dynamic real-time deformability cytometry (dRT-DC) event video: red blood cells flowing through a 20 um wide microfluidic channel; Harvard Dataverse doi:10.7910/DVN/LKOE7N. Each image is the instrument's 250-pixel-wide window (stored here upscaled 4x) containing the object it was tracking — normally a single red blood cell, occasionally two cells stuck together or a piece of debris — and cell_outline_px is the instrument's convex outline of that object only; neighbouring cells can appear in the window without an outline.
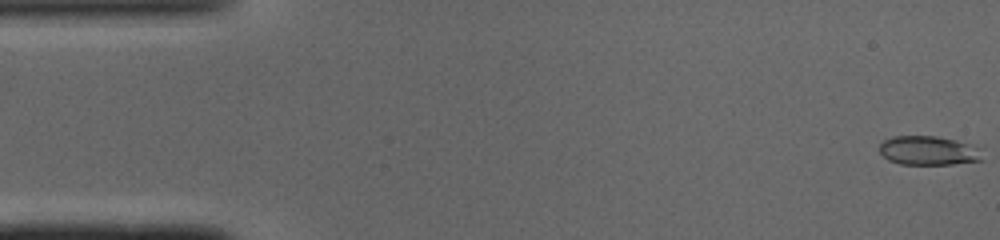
{"species": "common noctule bat (a hibernating species)", "species_latin": "Nyctalus noctula", "temperature_condition": "cold", "stored_images_in_passage": 49, "camera_frame_rate_fps": 3000, "um_per_image_px": 0.085, "animal": {"sex": "male", "body_mass_g": 19.0, "forearm_length_mm": 50.8}, "frame": {"image": 1, "passage_image": 1, "time_ms": 0.0, "image_size_px": [1000, 240], "cell_outline_px": [[984, 160], [952, 164], [900, 164], [888, 160], [880, 152], [880, 144], [884, 140], [892, 136], [936, 136], [956, 140], [984, 148]], "centroid_in_image_um": [79.0, 12.8], "position_along_channel_um": 6.0, "area_um2": 17.74}}
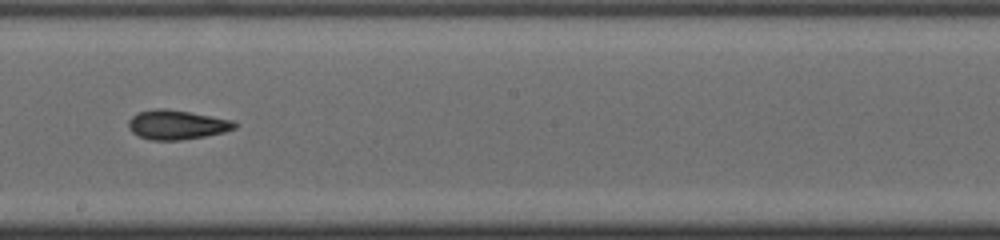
{"frame": {"image": 2, "passage_image": 27, "time_ms": 8.667, "image_size_px": [1000, 240], "cell_outline_px": [[236, 128], [224, 132], [204, 136], [180, 140], [152, 140], [140, 136], [132, 132], [128, 128], [128, 120], [132, 116], [140, 112], [156, 108], [164, 108], [188, 112], [232, 120], [236, 124]], "centroid_in_image_um": [15.0, 10.6], "position_along_channel_um": 233.2, "area_um2": 17.92}}
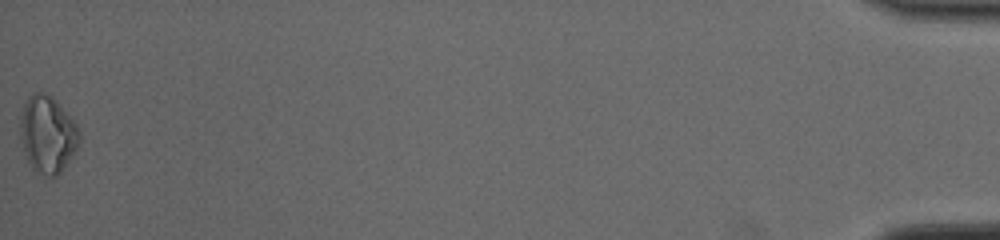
{"frame": {"image": 3, "passage_image": 49, "time_ms": 16.0, "image_size_px": [1000, 240], "cell_outline_px": [[80, 140], [76, 148], [60, 172], [56, 176], [48, 176], [32, 168], [24, 152], [20, 136], [20, 116], [24, 104], [28, 96], [36, 92], [44, 92], [52, 96], [56, 100], [76, 124], [80, 132]], "centroid_in_image_um": [4.02, 11.38], "position_along_channel_um": 431.2, "area_um2": 26.18}, "authors_computed_cell_mechanics": {"area_um2": 17.8602, "velocity_mm_per_s": 4.1142, "shape_relaxation_time_tau1_ms": 9.8332, "shape_relaxation_time_tau2_ms": 8.9583, "deformation_change_tau1": 0.2582, "deformation_change_tau2": 0.1837}}